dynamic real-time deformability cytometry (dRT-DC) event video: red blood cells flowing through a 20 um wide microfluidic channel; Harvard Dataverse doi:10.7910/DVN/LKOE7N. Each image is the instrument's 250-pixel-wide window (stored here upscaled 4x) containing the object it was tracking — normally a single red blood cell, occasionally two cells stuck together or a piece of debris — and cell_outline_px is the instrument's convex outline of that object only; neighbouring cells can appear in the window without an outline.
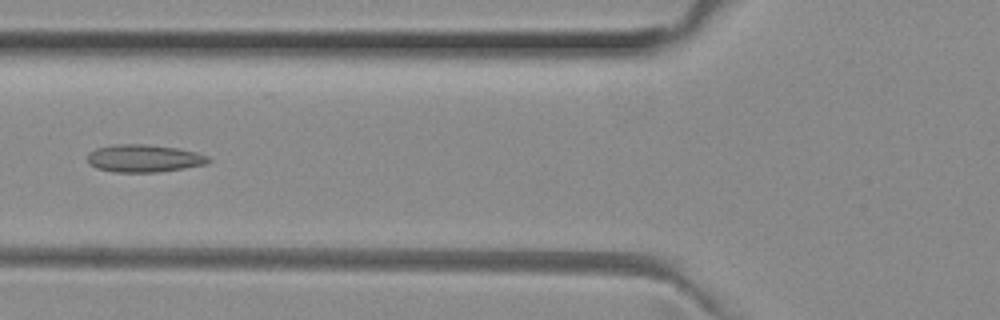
{"species": "common noctule bat (a hibernating species)", "species_latin": "Nyctalus noctula", "temperature_condition": "room temperature", "stored_images_in_passage": 51, "camera_frame_rate_fps": 3000, "um_per_image_px": 0.085, "animal": {"sex": "female", "body_mass_g": 29.2, "forearm_length_mm": 56.3}, "frame": {"image": 1, "passage_image": 19, "time_ms": 6.0, "image_size_px": [1000, 320], "cell_outline_px": [[212, 160], [208, 164], [184, 168], [156, 172], [112, 172], [96, 168], [88, 164], [88, 152], [96, 148], [112, 144], [144, 144], [180, 148], [196, 152], [208, 156]], "centroid_in_image_um": [12.23, 13.45], "position_along_channel_um": 113.6, "area_um2": 19.71}}
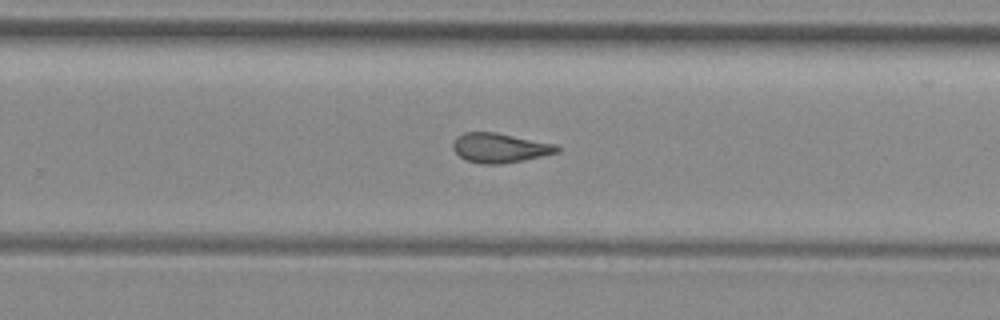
{"frame": {"image": 2, "passage_image": 32, "time_ms": 10.333, "image_size_px": [1000, 320], "cell_outline_px": [[560, 152], [524, 160], [500, 164], [480, 164], [464, 160], [452, 148], [452, 144], [456, 136], [464, 132], [496, 132], [556, 144], [560, 148]], "centroid_in_image_um": [42.47, 12.57], "position_along_channel_um": 287.3, "area_um2": 18.09}}
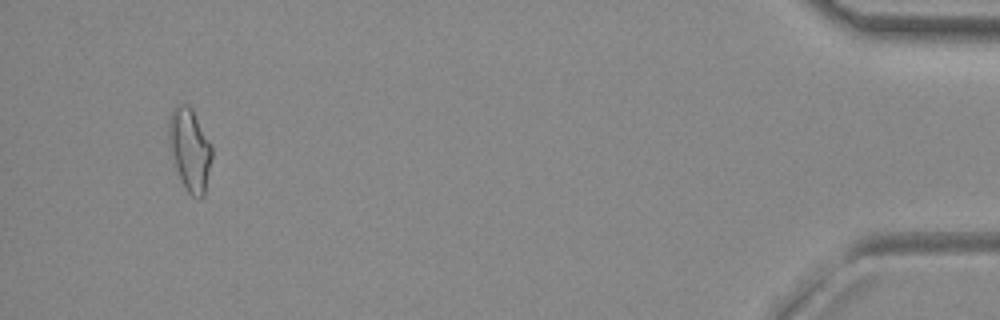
{"frame": {"image": 3, "passage_image": 48, "time_ms": 15.667, "image_size_px": [1000, 320], "cell_outline_px": [[212, 156], [204, 196], [200, 200], [192, 196], [188, 192], [180, 176], [168, 144], [168, 120], [172, 108], [176, 104], [184, 104], [192, 108], [212, 148]], "centroid_in_image_um": [16.12, 12.69], "position_along_channel_um": 419.1, "area_um2": 20.46}, "authors_computed_cell_mechanics": {"area_um2": 18.785, "velocity_mm_per_s": 4.0209, "shape_relaxation_time_tau1_ms": null, "shape_relaxation_time_tau2_ms": 2.6233, "deformation_change_tau1": null, "deformation_change_tau2": 0.1207}}